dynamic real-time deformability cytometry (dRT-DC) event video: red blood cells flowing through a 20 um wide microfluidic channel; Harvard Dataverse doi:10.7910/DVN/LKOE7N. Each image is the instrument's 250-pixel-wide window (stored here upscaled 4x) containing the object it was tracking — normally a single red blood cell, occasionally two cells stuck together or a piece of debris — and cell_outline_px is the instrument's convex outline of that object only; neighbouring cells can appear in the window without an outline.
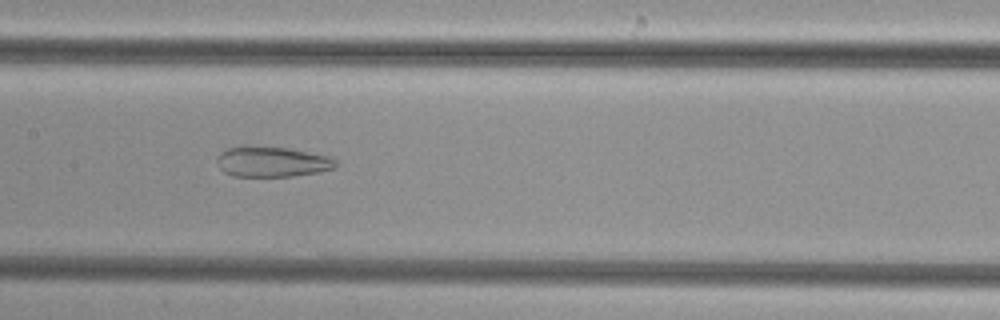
{"species": "common noctule bat (a hibernating species)", "species_latin": "Nyctalus noctula", "temperature_condition": "cold", "stored_images_in_passage": 43, "camera_frame_rate_fps": 3000, "um_per_image_px": 0.085, "animal": {"sex": "female", "body_mass_g": 29.2, "forearm_length_mm": 56.3}, "frame": {"image": 1, "passage_image": 18, "time_ms": 5.667, "image_size_px": [1000, 320], "cell_outline_px": [[336, 168], [320, 172], [292, 176], [232, 176], [224, 172], [220, 168], [216, 160], [220, 152], [228, 148], [248, 144], [288, 148], [328, 156], [336, 160]], "centroid_in_image_um": [23.1, 13.73], "position_along_channel_um": 184.3, "area_um2": 21.33}}
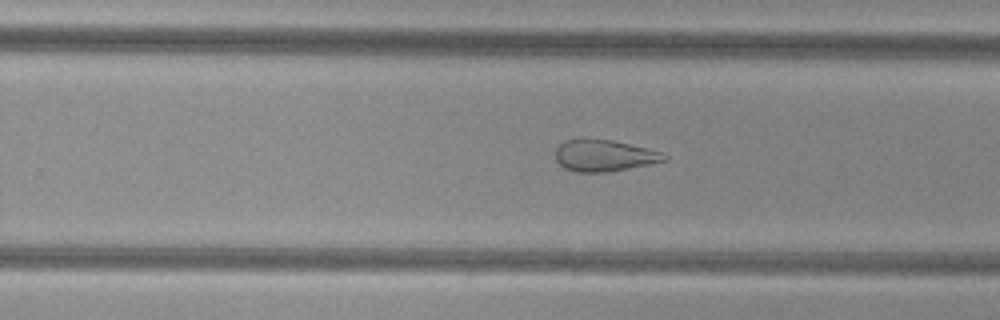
{"frame": {"image": 2, "passage_image": 25, "time_ms": 8.0, "image_size_px": [1000, 320], "cell_outline_px": [[668, 160], [652, 164], [608, 172], [576, 172], [564, 168], [556, 160], [556, 148], [564, 140], [584, 136], [612, 140], [648, 148], [660, 152], [668, 156]], "centroid_in_image_um": [51.34, 13.19], "position_along_channel_um": 278.5, "area_um2": 20.58}}
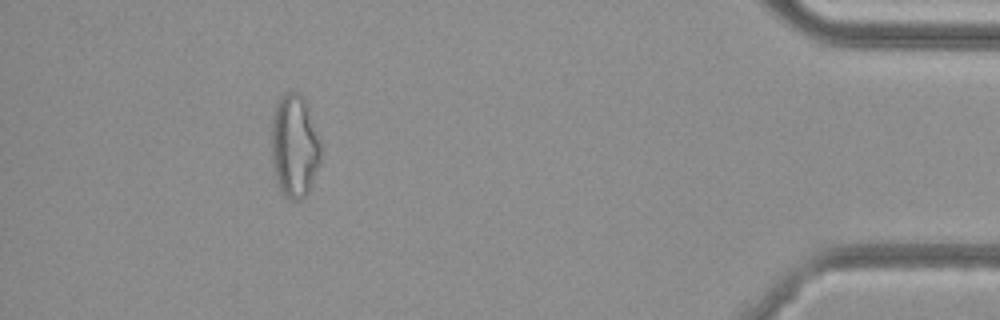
{"frame": {"image": 3, "passage_image": 39, "time_ms": 12.667, "image_size_px": [1000, 320], "cell_outline_px": [[324, 144], [320, 164], [312, 184], [308, 192], [300, 200], [292, 200], [284, 196], [280, 192], [276, 180], [272, 164], [272, 116], [276, 104], [280, 96], [288, 92], [300, 92], [304, 100]], "centroid_in_image_um": [25.06, 12.43], "position_along_channel_um": 410.1, "area_um2": 30.35}}